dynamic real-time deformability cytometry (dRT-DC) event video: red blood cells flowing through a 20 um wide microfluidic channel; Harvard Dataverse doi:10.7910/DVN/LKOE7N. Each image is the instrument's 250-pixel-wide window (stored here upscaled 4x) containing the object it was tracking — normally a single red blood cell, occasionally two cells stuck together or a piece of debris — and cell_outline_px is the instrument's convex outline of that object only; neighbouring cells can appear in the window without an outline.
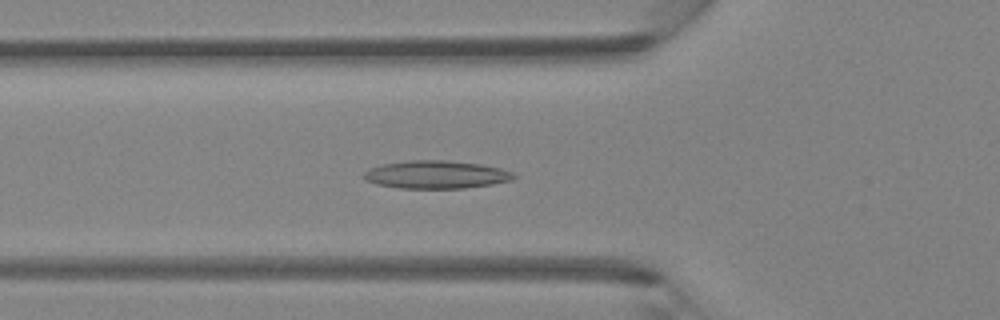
{"species": "Egyptian fruit bat (a non-hibernating species)", "species_latin": "Rousettus aegyptiacus", "temperature_condition": "room temperature", "stored_images_in_passage": 47, "camera_frame_rate_fps": 3000, "um_per_image_px": 0.085, "animal": {"sex": "female"}, "frame": {"image": 1, "passage_image": 17, "time_ms": 5.333, "image_size_px": [1000, 320], "cell_outline_px": [[516, 176], [512, 180], [492, 184], [464, 188], [400, 188], [376, 184], [364, 180], [364, 172], [368, 168], [384, 164], [408, 160], [448, 160], [480, 164], [500, 168], [512, 172]], "centroid_in_image_um": [37.05, 14.84], "position_along_channel_um": 88.7, "area_um2": 24.39}}
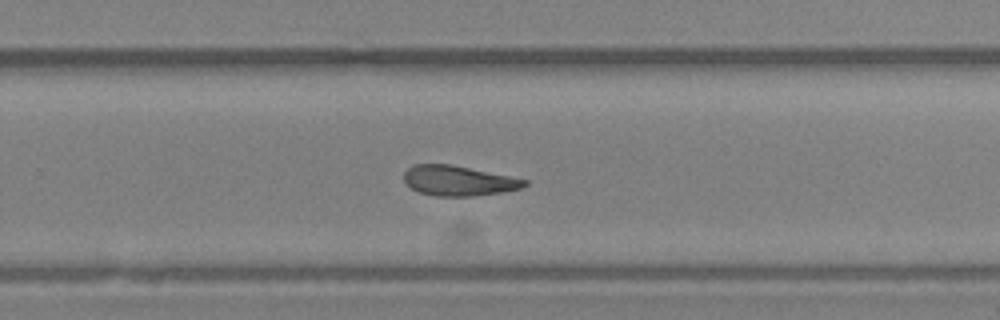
{"frame": {"image": 2, "passage_image": 31, "time_ms": 10.0, "image_size_px": [1000, 320], "cell_outline_px": [[528, 184], [520, 188], [500, 192], [472, 196], [436, 196], [420, 192], [412, 188], [404, 180], [404, 172], [412, 164], [448, 164], [528, 180]], "centroid_in_image_um": [38.93, 15.36], "position_along_channel_um": 290.9, "area_um2": 20.69}}
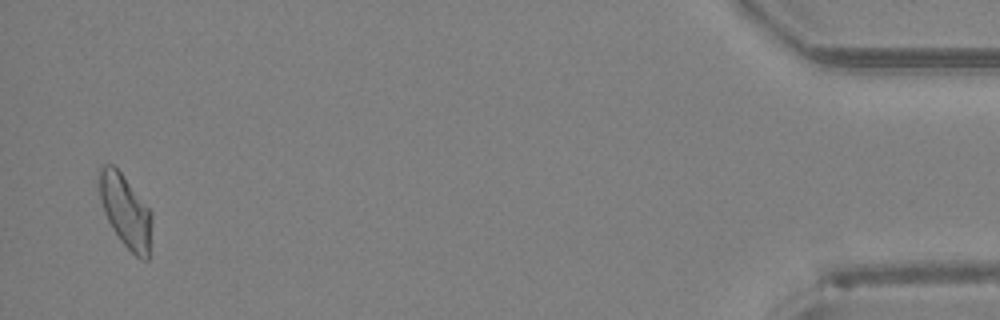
{"frame": {"image": 3, "passage_image": 46, "time_ms": 15.0, "image_size_px": [1000, 320], "cell_outline_px": [[152, 220], [148, 260], [140, 260], [120, 240], [112, 228], [104, 212], [100, 200], [100, 164], [112, 164], [120, 172], [152, 212]], "centroid_in_image_um": [10.68, 17.97], "position_along_channel_um": 424.5, "area_um2": 21.96}, "authors_computed_cell_mechanics": {"area_um2": 22.3686, "velocity_mm_per_s": 4.3471, "shape_relaxation_time_tau1_ms": null, "shape_relaxation_time_tau2_ms": 7.697, "deformation_change_tau1": null, "deformation_change_tau2": 0.1812}}